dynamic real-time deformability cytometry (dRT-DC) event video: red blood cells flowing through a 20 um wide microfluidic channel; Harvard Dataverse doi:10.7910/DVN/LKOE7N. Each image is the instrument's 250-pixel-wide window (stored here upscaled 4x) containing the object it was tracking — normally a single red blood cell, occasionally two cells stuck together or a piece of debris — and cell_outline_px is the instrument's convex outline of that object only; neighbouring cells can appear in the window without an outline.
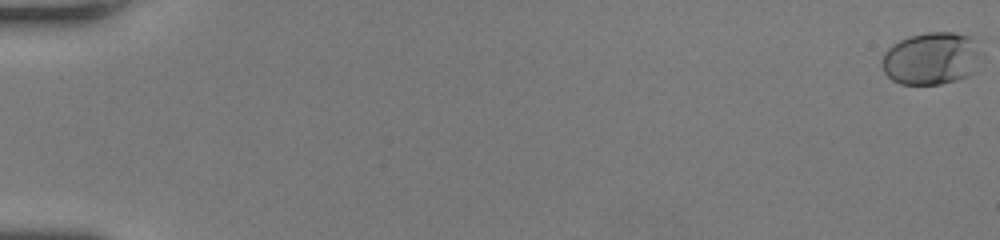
{"species": "human", "species_latin": "Homo sapiens", "temperature_condition": "room temperature", "stored_images_in_passage": 52, "camera_frame_rate_fps": 3000, "um_per_image_px": 0.085, "donor": {"sex": "female"}, "frame": {"image": 1, "passage_image": 1, "time_ms": 0.0, "image_size_px": [1000, 240], "cell_outline_px": [[976, 72], [968, 76], [956, 80], [940, 84], [900, 84], [892, 80], [884, 72], [884, 52], [892, 44], [908, 36], [928, 32], [952, 32], [972, 36], [976, 52]], "centroid_in_image_um": [79.12, 4.97], "position_along_channel_um": 5.9, "area_um2": 29.88}}
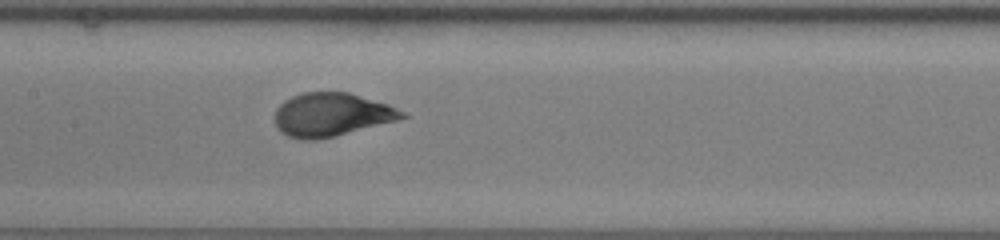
{"frame": {"image": 2, "passage_image": 28, "time_ms": 9.0, "image_size_px": [1000, 240], "cell_outline_px": [[408, 116], [400, 120], [316, 140], [300, 140], [288, 136], [280, 132], [276, 124], [276, 108], [284, 100], [300, 92], [348, 92], [388, 104], [404, 112]], "centroid_in_image_um": [28.17, 9.74], "position_along_channel_um": 179.2, "area_um2": 32.19}}
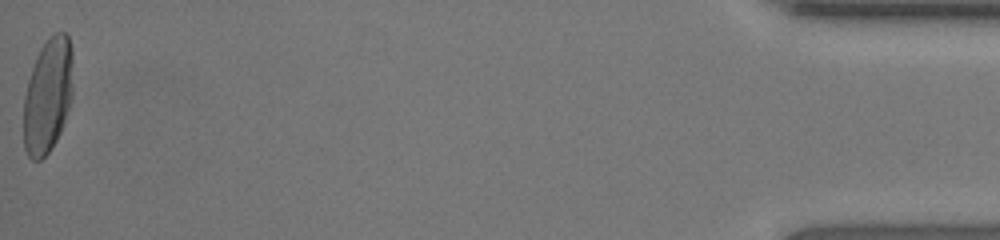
{"frame": {"image": 3, "passage_image": 52, "time_ms": 17.0, "image_size_px": [1000, 240], "cell_outline_px": [[72, 100], [64, 124], [52, 148], [40, 160], [32, 160], [28, 156], [24, 148], [24, 96], [28, 80], [36, 56], [40, 48], [56, 32], [64, 32], [68, 36], [72, 48]], "centroid_in_image_um": [4.07, 8.14], "position_along_channel_um": 431.1, "area_um2": 33.18}, "authors_computed_cell_mechanics": {"area_um2": 31.5588, "velocity_mm_per_s": 4.2826, "shape_relaxation_time_tau1_ms": 3.0621, "shape_relaxation_time_tau2_ms": null, "deformation_change_tau1": 0.1727, "deformation_change_tau2": null}}